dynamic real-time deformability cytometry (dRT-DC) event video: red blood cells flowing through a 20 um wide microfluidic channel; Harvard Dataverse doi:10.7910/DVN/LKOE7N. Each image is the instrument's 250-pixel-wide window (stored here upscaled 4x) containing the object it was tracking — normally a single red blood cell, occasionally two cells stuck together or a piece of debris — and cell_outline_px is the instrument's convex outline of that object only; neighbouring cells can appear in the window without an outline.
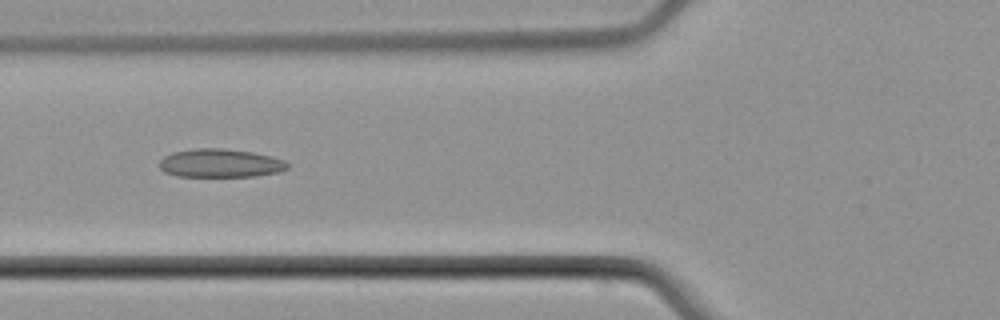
{"species": "common noctule bat (a hibernating species)", "species_latin": "Nyctalus noctula", "temperature_condition": "cold", "stored_images_in_passage": 4, "camera_frame_rate_fps": 3000, "um_per_image_px": 0.085, "animal": {"sex": "male", "body_mass_g": 21.5, "forearm_length_mm": 52.0}, "frame": {"image": 1, "passage_image": 3, "time_ms": 2.333, "image_size_px": [1000, 320], "cell_outline_px": [[288, 168], [280, 172], [252, 176], [176, 176], [164, 172], [160, 168], [160, 160], [164, 156], [172, 152], [196, 148], [220, 148], [252, 152], [284, 160], [288, 164]], "centroid_in_image_um": [18.69, 13.87], "position_along_channel_um": 107.1, "area_um2": 21.1}}
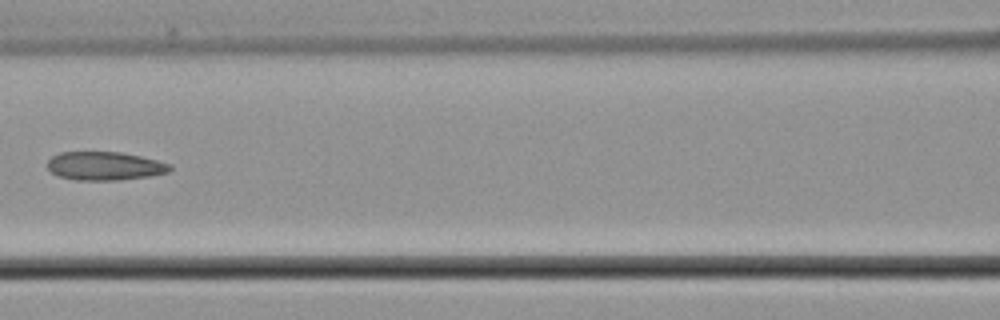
{"frame": {"image": 2, "passage_image": 4, "time_ms": 3.667, "image_size_px": [1000, 320], "cell_outline_px": [[172, 168], [168, 172], [148, 176], [120, 180], [72, 180], [56, 176], [48, 168], [48, 160], [52, 156], [60, 152], [120, 152], [140, 156], [172, 164]], "centroid_in_image_um": [8.88, 14.11], "position_along_channel_um": 157.7, "area_um2": 20.4}}